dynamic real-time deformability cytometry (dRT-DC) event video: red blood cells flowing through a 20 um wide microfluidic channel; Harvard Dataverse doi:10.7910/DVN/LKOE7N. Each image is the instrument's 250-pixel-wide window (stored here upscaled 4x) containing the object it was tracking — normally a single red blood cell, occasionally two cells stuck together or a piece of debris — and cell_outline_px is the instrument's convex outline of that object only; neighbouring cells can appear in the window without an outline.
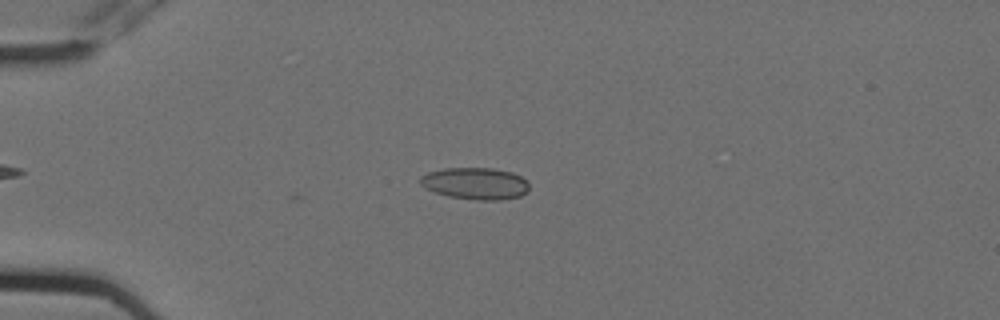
{"species": "Egyptian fruit bat (a non-hibernating species)", "species_latin": "Rousettus aegyptiacus", "temperature_condition": "cold", "stored_images_in_passage": 6, "camera_frame_rate_fps": 3000, "um_per_image_px": 0.085, "animal": {"sex": "female"}, "frame": {"image": 1, "passage_image": 4, "time_ms": 1.0, "image_size_px": [1000, 320], "cell_outline_px": [[528, 192], [520, 196], [500, 200], [476, 200], [448, 196], [424, 188], [420, 184], [420, 176], [428, 172], [444, 168], [492, 168], [512, 172], [528, 180]], "centroid_in_image_um": [40.41, 15.59], "position_along_channel_um": 44.6, "area_um2": 20.35}}
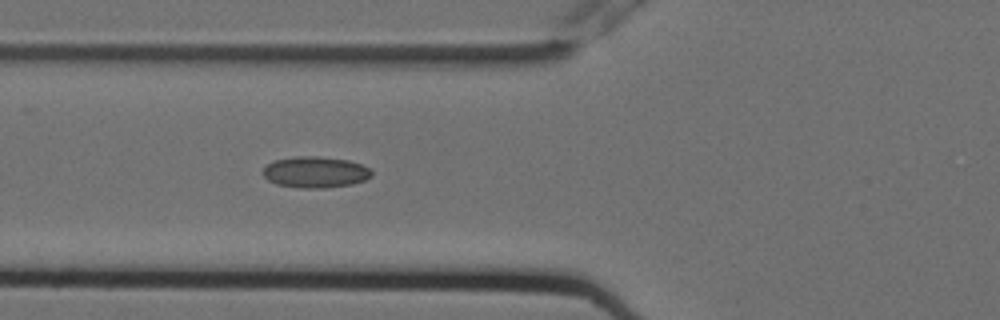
{"frame": {"image": 2, "passage_image": 6, "time_ms": 1.667, "image_size_px": [1000, 320], "cell_outline_px": [[372, 176], [364, 180], [352, 184], [324, 188], [304, 188], [276, 184], [268, 180], [260, 172], [268, 164], [276, 160], [296, 156], [316, 156], [348, 160], [360, 164], [368, 168], [372, 172]], "centroid_in_image_um": [26.78, 14.63], "position_along_channel_um": 99.0, "area_um2": 19.65}}